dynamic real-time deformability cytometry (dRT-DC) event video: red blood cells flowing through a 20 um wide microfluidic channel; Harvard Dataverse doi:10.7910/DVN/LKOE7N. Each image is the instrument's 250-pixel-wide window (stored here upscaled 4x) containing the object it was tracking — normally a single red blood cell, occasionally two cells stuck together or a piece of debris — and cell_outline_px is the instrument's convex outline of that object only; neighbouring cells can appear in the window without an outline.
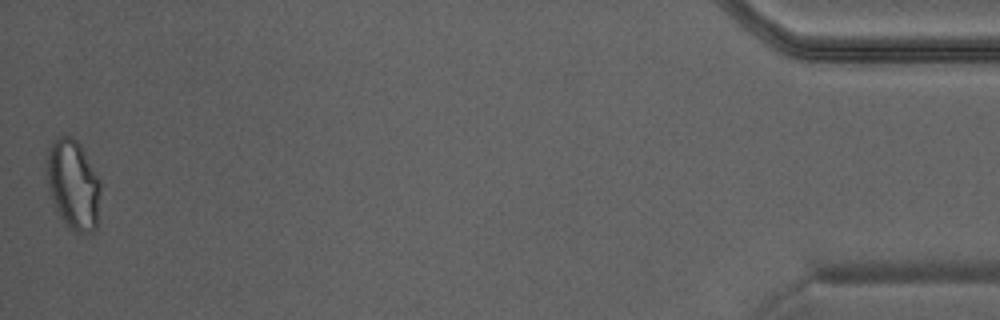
{"species": "Egyptian fruit bat (a non-hibernating species)", "species_latin": "Rousettus aegyptiacus", "temperature_condition": "warm", "stored_images_in_passage": 31, "camera_frame_rate_fps": 3000, "um_per_image_px": 0.085, "animal": {"sex": "male"}, "frame": {"image": 1, "passage_image": 31, "time_ms": 10.0, "image_size_px": [1000, 320], "cell_outline_px": [[100, 192], [96, 228], [92, 232], [76, 232], [68, 228], [64, 224], [52, 200], [48, 188], [48, 152], [56, 136], [64, 132], [72, 136], [80, 144], [100, 180]], "centroid_in_image_um": [6.23, 15.67], "position_along_channel_um": 429.0, "area_um2": 28.03}}